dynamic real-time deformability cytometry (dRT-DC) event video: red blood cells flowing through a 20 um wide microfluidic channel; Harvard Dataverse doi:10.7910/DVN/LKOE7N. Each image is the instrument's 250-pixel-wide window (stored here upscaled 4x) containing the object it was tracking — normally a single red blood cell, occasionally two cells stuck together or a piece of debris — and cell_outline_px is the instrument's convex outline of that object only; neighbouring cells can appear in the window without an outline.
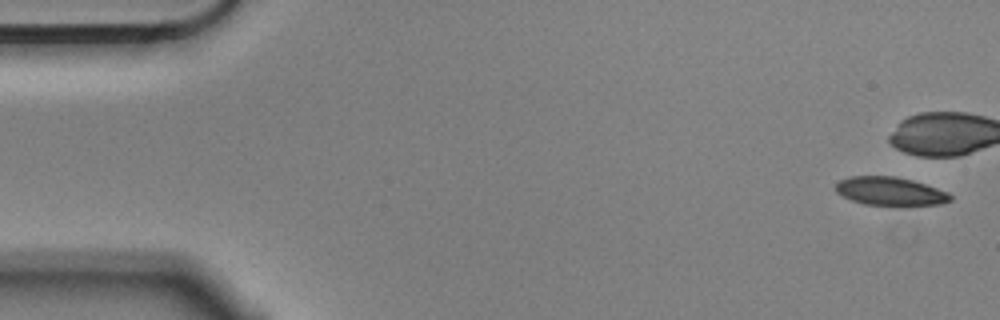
{"species": "Egyptian fruit bat (a non-hibernating species)", "species_latin": "Rousettus aegyptiacus", "temperature_condition": "cold", "stored_images_in_passage": 7, "camera_frame_rate_fps": 3000, "um_per_image_px": 0.085, "animal": {"sex": "male"}, "frame": {"image": 1, "passage_image": 1, "time_ms": 0.0, "image_size_px": [1000, 320], "cell_outline_px": [[952, 200], [940, 204], [864, 204], [852, 200], [836, 192], [836, 184], [840, 180], [848, 176], [896, 176], [912, 180], [948, 192], [952, 196]], "centroid_in_image_um": [75.65, 16.23], "position_along_channel_um": 9.4, "area_um2": 18.55}}